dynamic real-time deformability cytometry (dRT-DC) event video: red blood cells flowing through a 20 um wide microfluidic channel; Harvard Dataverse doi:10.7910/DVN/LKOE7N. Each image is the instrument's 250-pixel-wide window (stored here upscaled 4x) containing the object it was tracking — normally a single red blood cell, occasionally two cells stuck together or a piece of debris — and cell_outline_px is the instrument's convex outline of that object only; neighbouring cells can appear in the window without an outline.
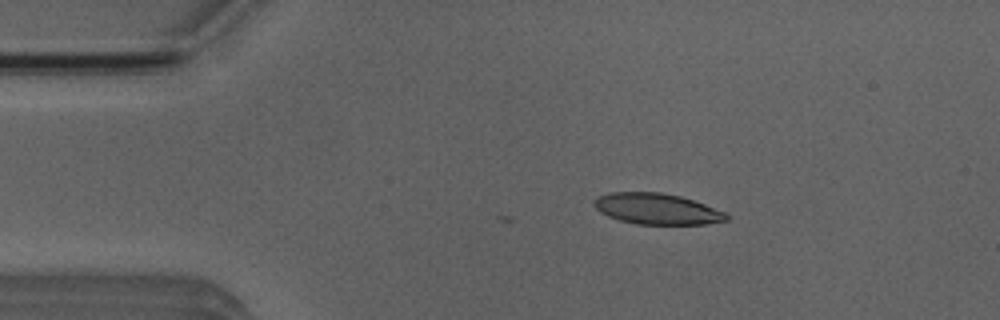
{"species": "Egyptian fruit bat (a non-hibernating species)", "species_latin": "Rousettus aegyptiacus", "temperature_condition": "room temperature", "stored_images_in_passage": 9, "camera_frame_rate_fps": 3000, "um_per_image_px": 0.085, "animal": {"sex": "male"}, "frame": {"image": 1, "passage_image": 2, "time_ms": 0.333, "image_size_px": [1000, 320], "cell_outline_px": [[728, 220], [704, 224], [636, 224], [620, 220], [608, 216], [600, 212], [592, 204], [592, 200], [596, 196], [608, 192], [660, 192], [680, 196], [704, 204], [724, 212], [728, 216]], "centroid_in_image_um": [55.76, 17.74], "position_along_channel_um": 29.2, "area_um2": 23.87}}